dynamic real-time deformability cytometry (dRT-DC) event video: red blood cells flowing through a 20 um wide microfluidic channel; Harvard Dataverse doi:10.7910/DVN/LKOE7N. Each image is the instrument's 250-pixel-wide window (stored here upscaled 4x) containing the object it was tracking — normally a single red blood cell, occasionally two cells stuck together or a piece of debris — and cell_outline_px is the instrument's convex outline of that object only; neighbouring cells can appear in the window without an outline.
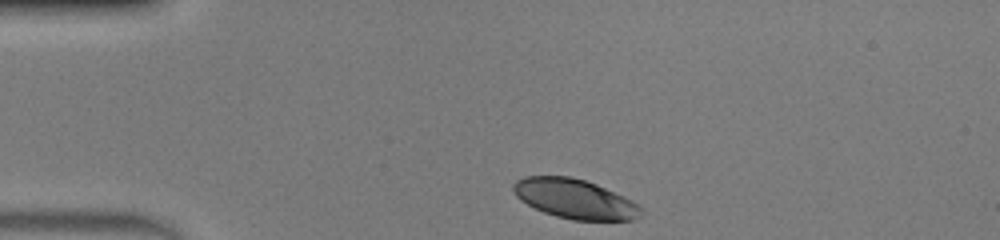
{"species": "human", "species_latin": "Homo sapiens", "temperature_condition": "warm", "stored_images_in_passage": 33, "camera_frame_rate_fps": 3000, "um_per_image_px": 0.085, "donor": {"sex": "male"}, "frame": {"image": 1, "passage_image": 1, "time_ms": 0.0, "image_size_px": [1000, 240], "cell_outline_px": [[644, 212], [640, 216], [632, 220], [572, 220], [556, 216], [544, 212], [520, 200], [512, 192], [512, 184], [516, 180], [524, 176], [568, 176], [584, 180], [596, 184], [632, 200], [644, 208]], "centroid_in_image_um": [48.86, 16.9], "position_along_channel_um": 36.1, "area_um2": 29.48}}
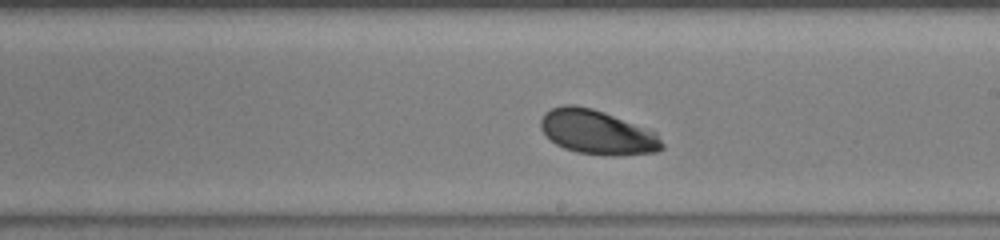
{"frame": {"image": 2, "passage_image": 19, "time_ms": 6.0, "image_size_px": [1000, 240], "cell_outline_px": [[664, 148], [656, 152], [616, 156], [608, 156], [576, 152], [564, 148], [556, 144], [540, 128], [540, 120], [544, 112], [552, 108], [564, 104], [572, 104], [592, 108], [604, 112], [656, 132], [664, 144]], "centroid_in_image_um": [50.76, 11.24], "position_along_channel_um": 238.2, "area_um2": 31.39}}
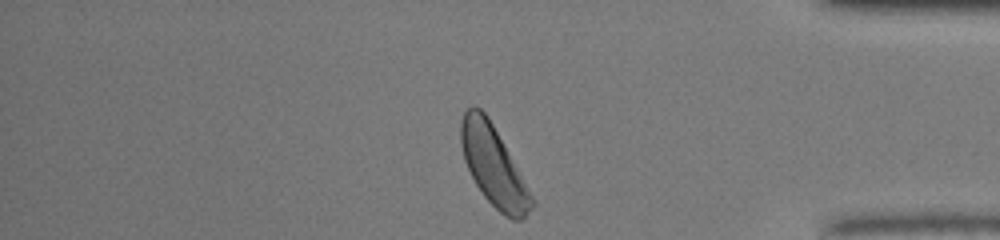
{"frame": {"image": 3, "passage_image": 32, "time_ms": 10.333, "image_size_px": [1000, 240], "cell_outline_px": [[532, 208], [520, 220], [512, 220], [504, 216], [484, 196], [476, 184], [464, 160], [460, 144], [460, 120], [464, 112], [472, 104], [480, 108], [488, 116], [532, 196]], "centroid_in_image_um": [41.89, 14.06], "position_along_channel_um": 393.3, "area_um2": 32.14}, "authors_computed_cell_mechanics": {"area_um2": 31.0964, "velocity_mm_per_s": 4.1462, "shape_relaxation_time_tau1_ms": 2.5512, "shape_relaxation_time_tau2_ms": null, "deformation_change_tau1": 0.1384, "deformation_change_tau2": null}}